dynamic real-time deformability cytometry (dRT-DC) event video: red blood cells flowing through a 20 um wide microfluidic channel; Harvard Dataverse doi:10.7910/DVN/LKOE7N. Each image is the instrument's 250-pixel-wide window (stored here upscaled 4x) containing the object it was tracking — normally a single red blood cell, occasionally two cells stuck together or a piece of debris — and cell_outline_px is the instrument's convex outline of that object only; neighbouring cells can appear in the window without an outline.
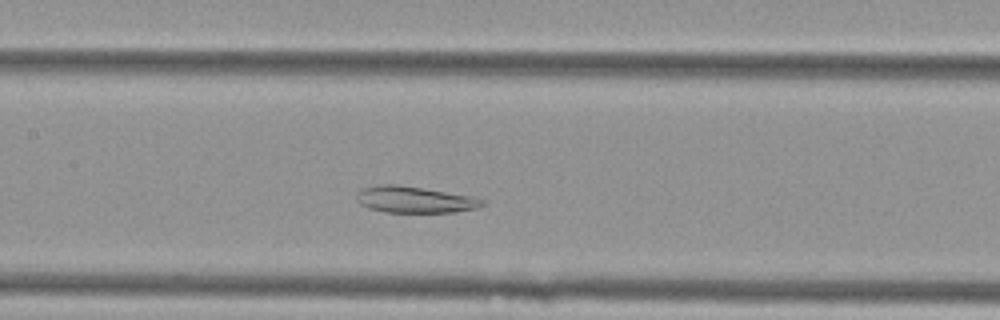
{"species": "Egyptian fruit bat (a non-hibernating species)", "species_latin": "Rousettus aegyptiacus", "temperature_condition": "cold", "stored_images_in_passage": 43, "camera_frame_rate_fps": 3000, "um_per_image_px": 0.085, "animal": {"sex": "female"}, "frame": {"image": 1, "passage_image": 15, "time_ms": 4.667, "image_size_px": [1000, 320], "cell_outline_px": [[484, 204], [480, 208], [456, 212], [384, 212], [368, 208], [360, 204], [356, 200], [356, 192], [364, 188], [384, 184], [396, 184], [476, 196], [484, 200]], "centroid_in_image_um": [35.28, 16.97], "position_along_channel_um": 172.1, "area_um2": 19.59}}
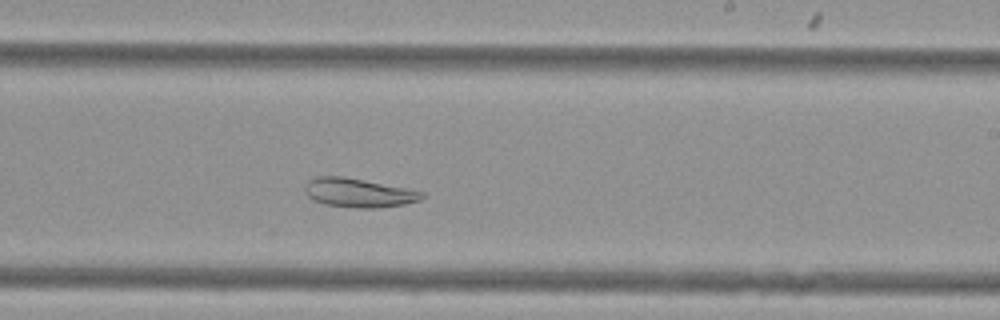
{"frame": {"image": 2, "passage_image": 22, "time_ms": 7.0, "image_size_px": [1000, 320], "cell_outline_px": [[424, 196], [420, 200], [404, 204], [376, 208], [356, 208], [324, 204], [308, 196], [304, 192], [304, 188], [308, 180], [316, 176], [344, 176], [424, 192]], "centroid_in_image_um": [30.44, 16.38], "position_along_channel_um": 258.6, "area_um2": 19.59}}
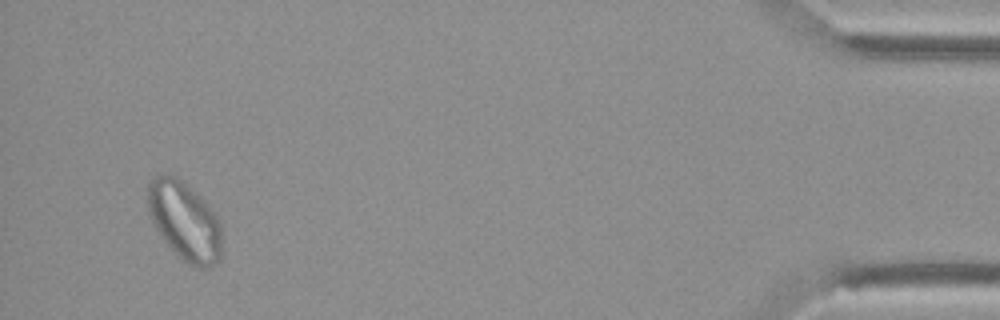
{"frame": {"image": 3, "passage_image": 41, "time_ms": 13.333, "image_size_px": [1000, 320], "cell_outline_px": [[220, 260], [216, 264], [208, 268], [196, 268], [188, 264], [160, 236], [148, 212], [148, 184], [156, 176], [176, 176], [200, 196], [220, 220]], "centroid_in_image_um": [15.7, 18.81], "position_along_channel_um": 419.5, "area_um2": 33.41}}